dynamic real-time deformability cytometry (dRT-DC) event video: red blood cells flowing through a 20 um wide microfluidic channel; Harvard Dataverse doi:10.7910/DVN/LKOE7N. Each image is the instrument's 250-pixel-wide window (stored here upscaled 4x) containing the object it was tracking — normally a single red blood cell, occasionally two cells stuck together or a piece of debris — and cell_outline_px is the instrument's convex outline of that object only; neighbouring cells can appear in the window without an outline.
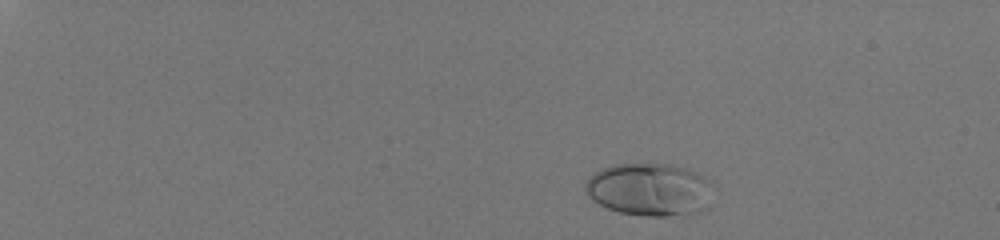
{"species": "human", "species_latin": "Homo sapiens", "temperature_condition": "room temperature", "stored_images_in_passage": 9, "segment_of_instrument_passage": [2, 2], "camera_frame_rate_fps": 3000, "um_per_image_px": 0.085, "donor": {"sex": "male"}, "frame": {"image": 1, "passage_image": 9, "time_ms": 2.667, "image_size_px": [1000, 240], "cell_outline_px": [[712, 184], [708, 208], [692, 216], [648, 216], [620, 212], [608, 208], [592, 200], [584, 192], [584, 184], [596, 172], [612, 164], [668, 164], [684, 168], [696, 172], [708, 180]], "centroid_in_image_um": [55.24, 16.14], "position_along_channel_um": 29.8, "area_um2": 39.59}}